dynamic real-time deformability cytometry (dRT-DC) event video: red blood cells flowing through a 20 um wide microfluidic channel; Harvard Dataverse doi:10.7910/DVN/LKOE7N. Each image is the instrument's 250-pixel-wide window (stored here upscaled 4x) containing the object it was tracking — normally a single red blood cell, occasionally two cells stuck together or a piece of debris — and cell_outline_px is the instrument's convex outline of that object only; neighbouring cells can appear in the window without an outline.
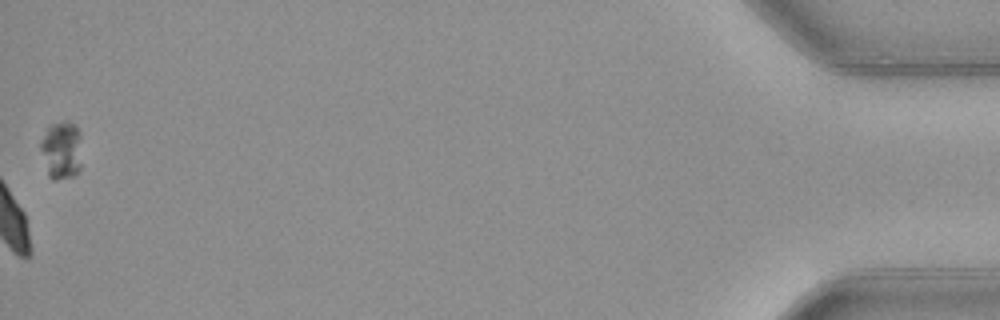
{"species": "common noctule bat (a hibernating species)", "species_latin": "Nyctalus noctula", "temperature_condition": "warm", "stored_images_in_passage": 37, "camera_frame_rate_fps": 3000, "um_per_image_px": 0.085, "animal": {"sex": "female", "body_mass_g": 21.9}, "frame": {"image": 1, "passage_image": 37, "time_ms": 12.0, "image_size_px": [1000, 320], "cell_outline_px": [[80, 168], [72, 176], [56, 180], [52, 180], [48, 176], [40, 148], [40, 140], [48, 124], [68, 120], [80, 132]], "centroid_in_image_um": [5.18, 12.74], "position_along_channel_um": 430.0, "area_um2": 14.05}, "authors_computed_cell_mechanics": {"area_um2": 19.4208, "velocity_mm_per_s": 3.9768, "shape_relaxation_time_tau1_ms": 3.5653, "shape_relaxation_time_tau2_ms": null, "deformation_change_tau1": 0.0943, "deformation_change_tau2": null}}